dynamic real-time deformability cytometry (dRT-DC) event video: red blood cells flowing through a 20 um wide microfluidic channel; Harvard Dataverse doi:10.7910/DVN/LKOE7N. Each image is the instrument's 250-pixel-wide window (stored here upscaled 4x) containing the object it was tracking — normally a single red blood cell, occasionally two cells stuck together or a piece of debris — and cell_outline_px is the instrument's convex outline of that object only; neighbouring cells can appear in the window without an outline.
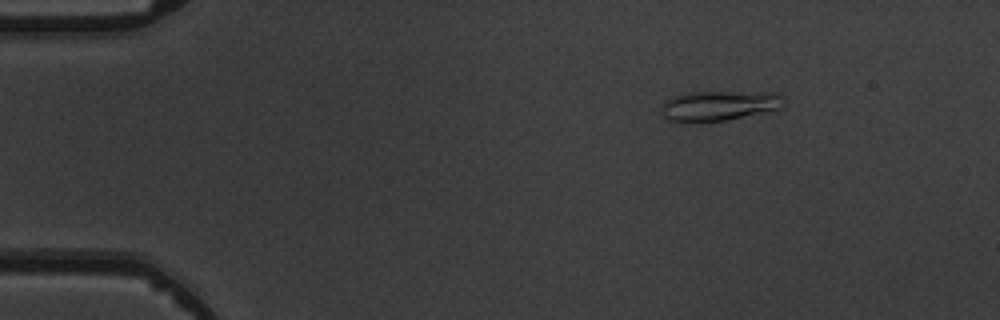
{"species": "common noctule bat (a hibernating species)", "species_latin": "Nyctalus noctula", "temperature_condition": "warm", "stored_images_in_passage": 5, "camera_frame_rate_fps": 3000, "um_per_image_px": 0.085, "animal": {"sex": "male", "body_mass_g": 19.5, "forearm_length_mm": 54.6}, "frame": {"image": 1, "passage_image": 3, "time_ms": 2.333, "image_size_px": [1000, 320], "cell_outline_px": [[784, 100], [780, 108], [724, 120], [700, 124], [680, 124], [668, 120], [664, 116], [660, 108], [664, 100], [672, 96], [688, 92], [776, 92], [784, 96]], "centroid_in_image_um": [61.01, 9.0], "position_along_channel_um": 24.0, "area_um2": 21.96}}